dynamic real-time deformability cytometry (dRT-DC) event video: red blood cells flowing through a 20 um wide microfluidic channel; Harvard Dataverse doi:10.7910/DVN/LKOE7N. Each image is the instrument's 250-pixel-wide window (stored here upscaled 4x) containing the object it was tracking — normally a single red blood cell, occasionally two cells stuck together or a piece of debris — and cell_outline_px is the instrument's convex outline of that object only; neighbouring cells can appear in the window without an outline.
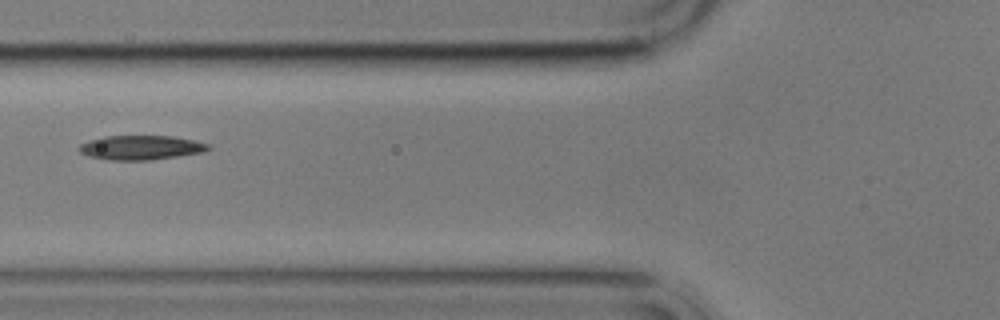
{"species": "common noctule bat (a hibernating species)", "species_latin": "Nyctalus noctula", "temperature_condition": "cold", "stored_images_in_passage": 8, "camera_frame_rate_fps": 3000, "um_per_image_px": 0.085, "animal": {"sex": "male", "body_mass_g": 17.9}, "frame": {"image": 1, "passage_image": 6, "time_ms": 6.667, "image_size_px": [1000, 320], "cell_outline_px": [[212, 148], [204, 152], [148, 160], [108, 160], [88, 156], [80, 152], [76, 148], [80, 144], [88, 140], [104, 136], [172, 136], [192, 140], [208, 144]], "centroid_in_image_um": [11.92, 12.54], "position_along_channel_um": 113.9, "area_um2": 18.32}}
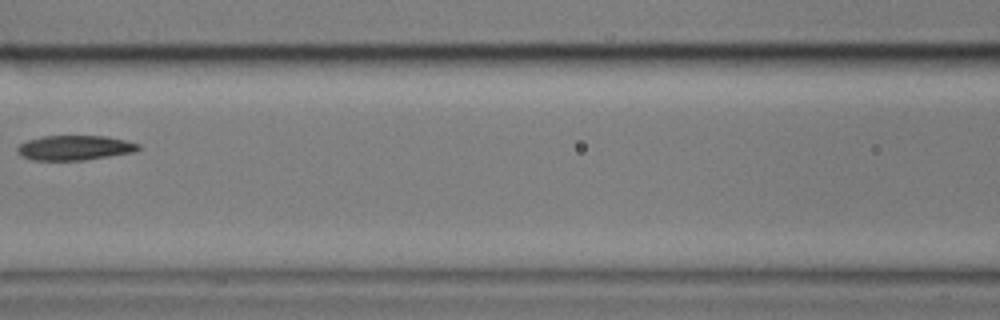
{"frame": {"image": 2, "passage_image": 7, "time_ms": 8.0, "image_size_px": [1000, 320], "cell_outline_px": [[140, 148], [136, 152], [84, 160], [32, 160], [20, 156], [16, 152], [16, 148], [20, 144], [28, 140], [44, 136], [104, 136], [124, 140], [140, 144]], "centroid_in_image_um": [6.33, 12.57], "position_along_channel_um": 160.3, "area_um2": 17.51}}